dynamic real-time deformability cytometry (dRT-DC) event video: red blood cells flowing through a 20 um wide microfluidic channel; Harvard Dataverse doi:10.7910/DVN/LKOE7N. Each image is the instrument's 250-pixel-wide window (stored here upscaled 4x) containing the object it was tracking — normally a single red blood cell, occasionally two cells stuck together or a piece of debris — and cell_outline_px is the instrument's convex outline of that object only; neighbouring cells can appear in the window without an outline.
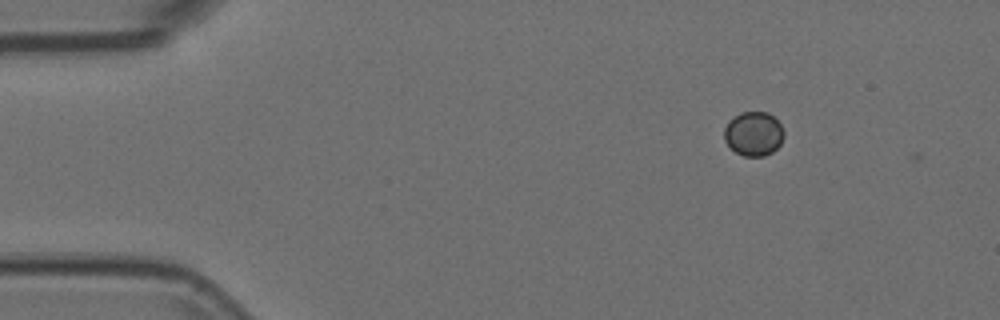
{"species": "Egyptian fruit bat (a non-hibernating species)", "species_latin": "Rousettus aegyptiacus", "temperature_condition": "room temperature", "stored_images_in_passage": 2, "camera_frame_rate_fps": 3000, "um_per_image_px": 0.085, "animal": {"sex": "female"}, "frame": {"image": 1, "passage_image": 1, "time_ms": 0.0, "image_size_px": [1000, 320], "cell_outline_px": [[784, 136], [780, 144], [772, 152], [764, 156], [744, 156], [736, 152], [724, 140], [724, 128], [740, 112], [768, 112], [780, 124], [784, 132]], "centroid_in_image_um": [64.07, 11.38], "position_along_channel_um": 20.9, "area_um2": 15.14}}